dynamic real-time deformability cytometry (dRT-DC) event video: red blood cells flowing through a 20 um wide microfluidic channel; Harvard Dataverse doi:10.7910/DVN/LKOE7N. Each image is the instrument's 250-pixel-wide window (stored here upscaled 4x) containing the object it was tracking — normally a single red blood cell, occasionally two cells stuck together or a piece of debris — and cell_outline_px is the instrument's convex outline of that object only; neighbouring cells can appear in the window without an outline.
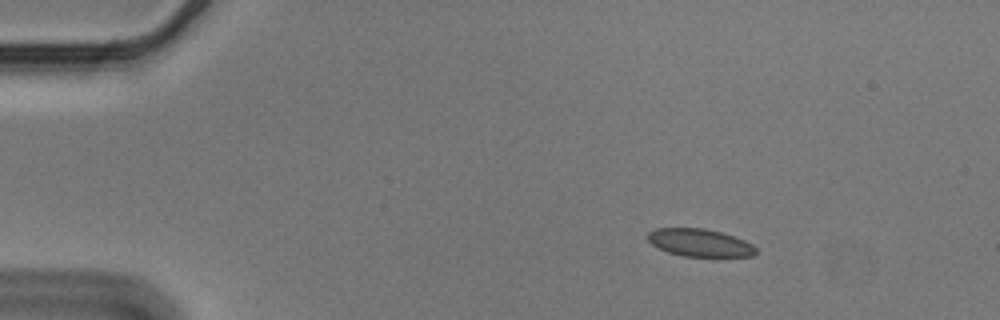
{"species": "Egyptian fruit bat (a non-hibernating species)", "species_latin": "Rousettus aegyptiacus", "temperature_condition": "cold", "stored_images_in_passage": 49, "camera_frame_rate_fps": 3000, "um_per_image_px": 0.085, "animal": {"sex": "male"}, "frame": {"image": 1, "passage_image": 1, "time_ms": 0.0, "image_size_px": [1000, 320], "cell_outline_px": [[756, 252], [752, 256], [684, 256], [668, 252], [652, 244], [648, 240], [648, 232], [656, 228], [704, 228], [720, 232], [744, 240], [752, 244], [756, 248]], "centroid_in_image_um": [59.47, 20.62], "position_along_channel_um": 25.5, "area_um2": 17.17}}
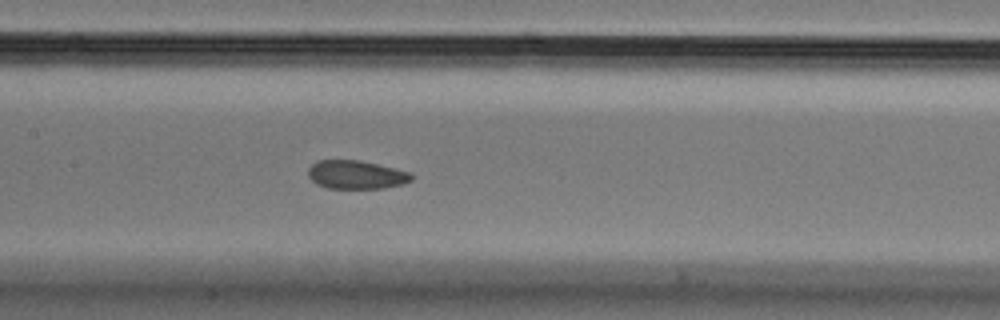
{"frame": {"image": 2, "passage_image": 20, "time_ms": 6.333, "image_size_px": [1000, 320], "cell_outline_px": [[412, 180], [404, 184], [384, 188], [328, 188], [316, 184], [308, 176], [308, 168], [316, 160], [360, 160], [412, 172]], "centroid_in_image_um": [30.28, 14.84], "position_along_channel_um": 177.1, "area_um2": 17.28}}
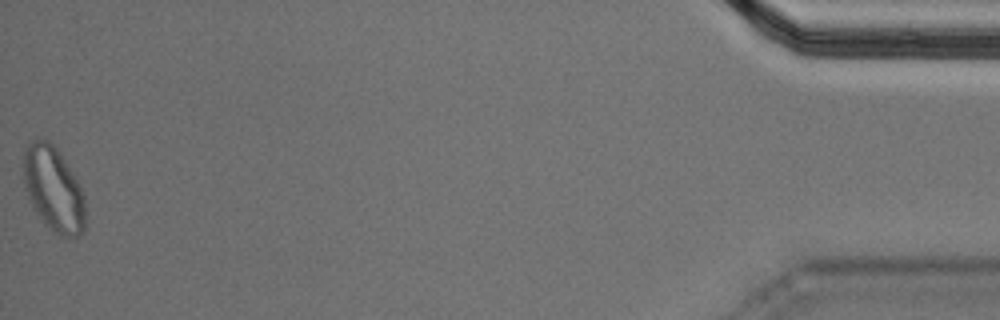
{"frame": {"image": 3, "passage_image": 49, "time_ms": 16.0, "image_size_px": [1000, 320], "cell_outline_px": [[84, 232], [80, 236], [60, 236], [44, 224], [32, 208], [24, 184], [24, 148], [36, 136], [48, 140], [56, 148], [64, 160], [76, 180], [84, 196]], "centroid_in_image_um": [4.52, 16.07], "position_along_channel_um": 430.7, "area_um2": 30.4}, "authors_computed_cell_mechanics": {"area_um2": 18.3226, "velocity_mm_per_s": 3.5588, "shape_relaxation_time_tau1_ms": null, "shape_relaxation_time_tau2_ms": 1.4916, "deformation_change_tau1": null, "deformation_change_tau2": 0.0535}}